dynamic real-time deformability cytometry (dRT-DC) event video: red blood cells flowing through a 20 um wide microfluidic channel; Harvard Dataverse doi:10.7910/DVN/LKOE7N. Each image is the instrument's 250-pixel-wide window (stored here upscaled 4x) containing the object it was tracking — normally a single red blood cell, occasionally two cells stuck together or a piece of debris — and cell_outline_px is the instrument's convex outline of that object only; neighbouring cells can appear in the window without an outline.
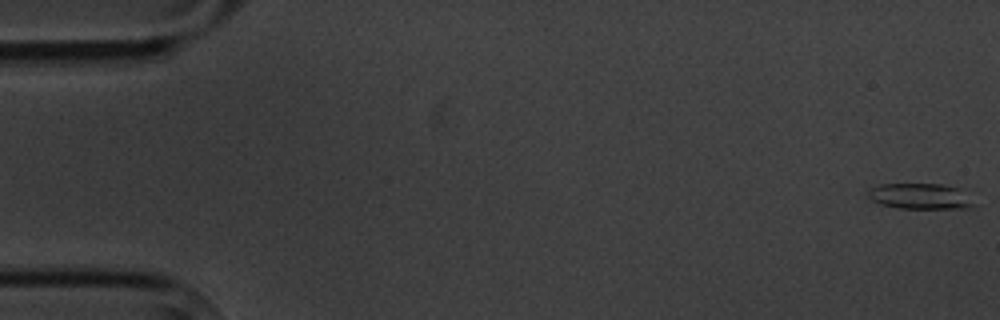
{"species": "common noctule bat (a hibernating species)", "species_latin": "Nyctalus noctula", "temperature_condition": "cold", "stored_images_in_passage": 6, "camera_frame_rate_fps": 3000, "um_per_image_px": 0.085, "animal": {"sex": "male", "body_mass_g": 20.1, "forearm_length_mm": 53.5}, "frame": {"image": 1, "passage_image": 1, "time_ms": 0.0, "image_size_px": [1000, 320], "cell_outline_px": [[972, 204], [968, 208], [896, 208], [880, 204], [872, 200], [868, 196], [868, 188], [880, 184], [944, 184], [960, 188]], "centroid_in_image_um": [78.12, 16.67], "position_along_channel_um": 6.9, "area_um2": 15.66}}
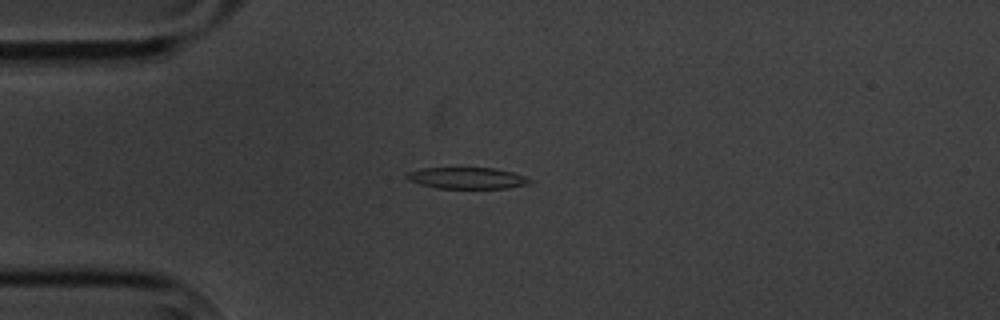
{"frame": {"image": 2, "passage_image": 5, "time_ms": 4.667, "image_size_px": [1000, 320], "cell_outline_px": [[536, 180], [532, 184], [508, 188], [436, 188], [420, 184], [408, 180], [404, 176], [408, 172], [420, 168], [496, 168], [512, 172]], "centroid_in_image_um": [39.75, 15.14], "position_along_channel_um": 45.2, "area_um2": 15.55}}